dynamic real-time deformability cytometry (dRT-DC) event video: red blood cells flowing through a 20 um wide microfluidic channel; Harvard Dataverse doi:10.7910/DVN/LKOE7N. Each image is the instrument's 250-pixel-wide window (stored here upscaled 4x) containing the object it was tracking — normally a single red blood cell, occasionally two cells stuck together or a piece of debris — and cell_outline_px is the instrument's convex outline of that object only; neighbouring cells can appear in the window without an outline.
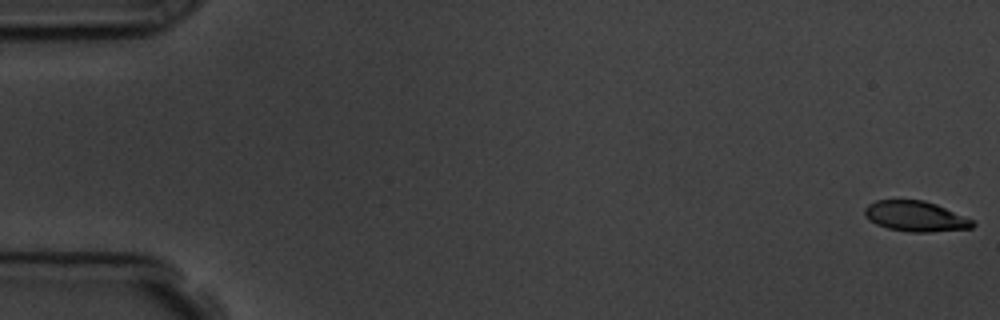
{"species": "common noctule bat (a hibernating species)", "species_latin": "Nyctalus noctula", "temperature_condition": "room temperature", "stored_images_in_passage": 57, "camera_frame_rate_fps": 3000, "um_per_image_px": 0.085, "animal": {"sex": "male", "body_mass_g": 19.5, "forearm_length_mm": 54.6}, "frame": {"image": 1, "passage_image": 1, "time_ms": 0.0, "image_size_px": [1000, 320], "cell_outline_px": [[976, 224], [972, 228], [928, 232], [912, 232], [888, 228], [876, 224], [868, 220], [864, 216], [864, 208], [868, 204], [876, 200], [924, 200], [936, 204], [972, 220]], "centroid_in_image_um": [77.78, 18.38], "position_along_channel_um": 7.2, "area_um2": 19.02}}
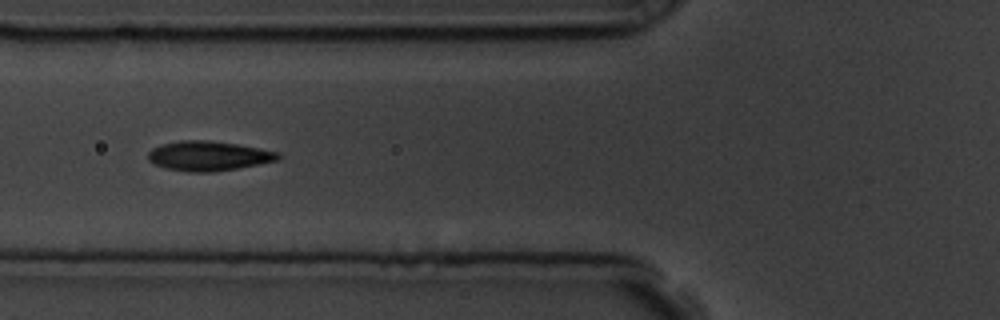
{"frame": {"image": 2, "passage_image": 22, "time_ms": 7.0, "image_size_px": [1000, 320], "cell_outline_px": [[280, 156], [276, 160], [236, 168], [212, 172], [188, 172], [164, 168], [148, 160], [148, 152], [152, 148], [164, 144], [180, 140], [208, 140], [236, 144], [260, 148], [280, 152]], "centroid_in_image_um": [17.69, 13.25], "position_along_channel_um": 108.1, "area_um2": 22.25}}
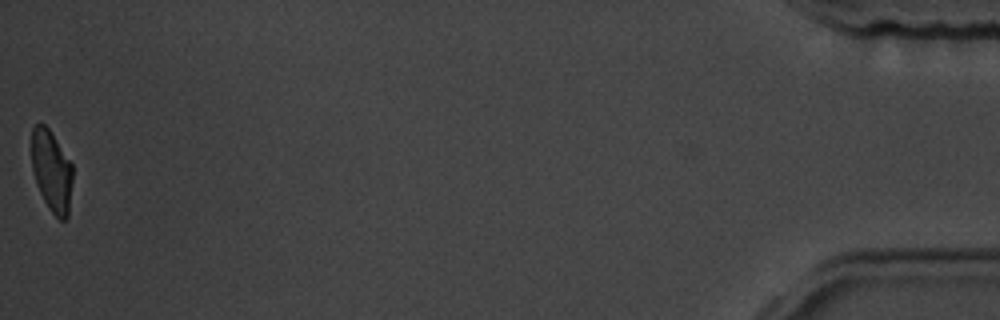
{"frame": {"image": 3, "passage_image": 57, "time_ms": 18.667, "image_size_px": [1000, 320], "cell_outline_px": [[72, 180], [68, 216], [64, 220], [60, 220], [48, 208], [36, 184], [32, 168], [32, 128], [36, 124], [44, 124], [48, 128], [72, 164]], "centroid_in_image_um": [4.38, 14.55], "position_along_channel_um": 430.8, "area_um2": 19.25}, "authors_computed_cell_mechanics": {"area_um2": 20.9236, "velocity_mm_per_s": 3.6055, "shape_relaxation_time_tau1_ms": 1.9379, "shape_relaxation_time_tau2_ms": 0.9754, "deformation_change_tau1": 0.152, "deformation_change_tau2": 0.0736}}